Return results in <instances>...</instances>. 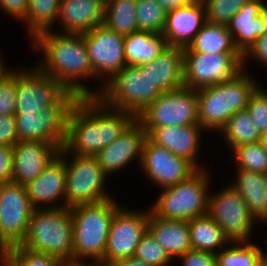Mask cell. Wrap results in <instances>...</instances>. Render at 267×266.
Wrapping results in <instances>:
<instances>
[{
    "label": "cell",
    "instance_id": "cell-1",
    "mask_svg": "<svg viewBox=\"0 0 267 266\" xmlns=\"http://www.w3.org/2000/svg\"><path fill=\"white\" fill-rule=\"evenodd\" d=\"M136 119L124 110L106 106L98 97H79L67 119L63 148L76 156H96Z\"/></svg>",
    "mask_w": 267,
    "mask_h": 266
},
{
    "label": "cell",
    "instance_id": "cell-2",
    "mask_svg": "<svg viewBox=\"0 0 267 266\" xmlns=\"http://www.w3.org/2000/svg\"><path fill=\"white\" fill-rule=\"evenodd\" d=\"M31 42L43 52L37 66L78 97H95V91L79 81L96 78L82 34L42 31ZM42 62V63H41ZM80 79V80H79Z\"/></svg>",
    "mask_w": 267,
    "mask_h": 266
},
{
    "label": "cell",
    "instance_id": "cell-3",
    "mask_svg": "<svg viewBox=\"0 0 267 266\" xmlns=\"http://www.w3.org/2000/svg\"><path fill=\"white\" fill-rule=\"evenodd\" d=\"M247 71L233 79L196 90L199 124L208 131H219L235 113L245 110L259 87Z\"/></svg>",
    "mask_w": 267,
    "mask_h": 266
},
{
    "label": "cell",
    "instance_id": "cell-4",
    "mask_svg": "<svg viewBox=\"0 0 267 266\" xmlns=\"http://www.w3.org/2000/svg\"><path fill=\"white\" fill-rule=\"evenodd\" d=\"M112 198L70 208L74 258L100 263L104 258L107 238L116 210L120 207Z\"/></svg>",
    "mask_w": 267,
    "mask_h": 266
},
{
    "label": "cell",
    "instance_id": "cell-5",
    "mask_svg": "<svg viewBox=\"0 0 267 266\" xmlns=\"http://www.w3.org/2000/svg\"><path fill=\"white\" fill-rule=\"evenodd\" d=\"M20 246L33 252L61 259L74 258L73 223L70 208L34 209L26 238Z\"/></svg>",
    "mask_w": 267,
    "mask_h": 266
},
{
    "label": "cell",
    "instance_id": "cell-6",
    "mask_svg": "<svg viewBox=\"0 0 267 266\" xmlns=\"http://www.w3.org/2000/svg\"><path fill=\"white\" fill-rule=\"evenodd\" d=\"M161 93L146 73L126 65L95 92V97L106 106L127 111L137 118Z\"/></svg>",
    "mask_w": 267,
    "mask_h": 266
},
{
    "label": "cell",
    "instance_id": "cell-7",
    "mask_svg": "<svg viewBox=\"0 0 267 266\" xmlns=\"http://www.w3.org/2000/svg\"><path fill=\"white\" fill-rule=\"evenodd\" d=\"M209 176L207 170L200 169L189 179L162 189L149 210L155 216L173 220L189 221L208 214Z\"/></svg>",
    "mask_w": 267,
    "mask_h": 266
},
{
    "label": "cell",
    "instance_id": "cell-8",
    "mask_svg": "<svg viewBox=\"0 0 267 266\" xmlns=\"http://www.w3.org/2000/svg\"><path fill=\"white\" fill-rule=\"evenodd\" d=\"M59 155L66 162L65 203L67 208L112 198L105 189L108 175L103 171L95 156L73 155L74 157L72 156V159L68 161L69 155L64 148L61 149Z\"/></svg>",
    "mask_w": 267,
    "mask_h": 266
},
{
    "label": "cell",
    "instance_id": "cell-9",
    "mask_svg": "<svg viewBox=\"0 0 267 266\" xmlns=\"http://www.w3.org/2000/svg\"><path fill=\"white\" fill-rule=\"evenodd\" d=\"M70 92L57 106L45 107L35 113H14L18 141H42L63 148L67 135V119L78 100Z\"/></svg>",
    "mask_w": 267,
    "mask_h": 266
},
{
    "label": "cell",
    "instance_id": "cell-10",
    "mask_svg": "<svg viewBox=\"0 0 267 266\" xmlns=\"http://www.w3.org/2000/svg\"><path fill=\"white\" fill-rule=\"evenodd\" d=\"M241 53L207 54L184 47V87L198 90L233 79L243 70Z\"/></svg>",
    "mask_w": 267,
    "mask_h": 266
},
{
    "label": "cell",
    "instance_id": "cell-11",
    "mask_svg": "<svg viewBox=\"0 0 267 266\" xmlns=\"http://www.w3.org/2000/svg\"><path fill=\"white\" fill-rule=\"evenodd\" d=\"M211 194L208 215L215 220L224 236L229 242H249L257 219L250 213L241 194L230 184Z\"/></svg>",
    "mask_w": 267,
    "mask_h": 266
},
{
    "label": "cell",
    "instance_id": "cell-12",
    "mask_svg": "<svg viewBox=\"0 0 267 266\" xmlns=\"http://www.w3.org/2000/svg\"><path fill=\"white\" fill-rule=\"evenodd\" d=\"M137 119L144 128L199 124L197 92L188 87L162 92Z\"/></svg>",
    "mask_w": 267,
    "mask_h": 266
},
{
    "label": "cell",
    "instance_id": "cell-13",
    "mask_svg": "<svg viewBox=\"0 0 267 266\" xmlns=\"http://www.w3.org/2000/svg\"><path fill=\"white\" fill-rule=\"evenodd\" d=\"M33 210L24 185H0V256L25 240Z\"/></svg>",
    "mask_w": 267,
    "mask_h": 266
},
{
    "label": "cell",
    "instance_id": "cell-14",
    "mask_svg": "<svg viewBox=\"0 0 267 266\" xmlns=\"http://www.w3.org/2000/svg\"><path fill=\"white\" fill-rule=\"evenodd\" d=\"M16 70L15 113H35L48 106H57L71 91L37 65Z\"/></svg>",
    "mask_w": 267,
    "mask_h": 266
},
{
    "label": "cell",
    "instance_id": "cell-15",
    "mask_svg": "<svg viewBox=\"0 0 267 266\" xmlns=\"http://www.w3.org/2000/svg\"><path fill=\"white\" fill-rule=\"evenodd\" d=\"M149 211L119 207L111 222L104 258L100 266H110L115 261L134 257L138 243L148 230Z\"/></svg>",
    "mask_w": 267,
    "mask_h": 266
},
{
    "label": "cell",
    "instance_id": "cell-16",
    "mask_svg": "<svg viewBox=\"0 0 267 266\" xmlns=\"http://www.w3.org/2000/svg\"><path fill=\"white\" fill-rule=\"evenodd\" d=\"M82 35L96 77H104L106 83L126 66L124 35L108 29L104 24Z\"/></svg>",
    "mask_w": 267,
    "mask_h": 266
},
{
    "label": "cell",
    "instance_id": "cell-17",
    "mask_svg": "<svg viewBox=\"0 0 267 266\" xmlns=\"http://www.w3.org/2000/svg\"><path fill=\"white\" fill-rule=\"evenodd\" d=\"M140 164L146 177L161 189L183 182L198 171L190 161L154 144L148 137L143 145Z\"/></svg>",
    "mask_w": 267,
    "mask_h": 266
},
{
    "label": "cell",
    "instance_id": "cell-18",
    "mask_svg": "<svg viewBox=\"0 0 267 266\" xmlns=\"http://www.w3.org/2000/svg\"><path fill=\"white\" fill-rule=\"evenodd\" d=\"M146 138L147 132L136 118L112 144L103 148L95 157L107 175L116 173L135 158H138L140 164Z\"/></svg>",
    "mask_w": 267,
    "mask_h": 266
},
{
    "label": "cell",
    "instance_id": "cell-19",
    "mask_svg": "<svg viewBox=\"0 0 267 266\" xmlns=\"http://www.w3.org/2000/svg\"><path fill=\"white\" fill-rule=\"evenodd\" d=\"M61 149L42 141H18L14 145L13 182L20 185L35 180L59 155Z\"/></svg>",
    "mask_w": 267,
    "mask_h": 266
},
{
    "label": "cell",
    "instance_id": "cell-20",
    "mask_svg": "<svg viewBox=\"0 0 267 266\" xmlns=\"http://www.w3.org/2000/svg\"><path fill=\"white\" fill-rule=\"evenodd\" d=\"M147 137L156 145L164 147L172 154L190 161L198 170L203 169L197 164L200 152V134L204 128L200 124L186 126H163L144 128Z\"/></svg>",
    "mask_w": 267,
    "mask_h": 266
},
{
    "label": "cell",
    "instance_id": "cell-21",
    "mask_svg": "<svg viewBox=\"0 0 267 266\" xmlns=\"http://www.w3.org/2000/svg\"><path fill=\"white\" fill-rule=\"evenodd\" d=\"M206 9L202 0L170 10L166 14L162 35L168 46L187 47L206 23Z\"/></svg>",
    "mask_w": 267,
    "mask_h": 266
},
{
    "label": "cell",
    "instance_id": "cell-22",
    "mask_svg": "<svg viewBox=\"0 0 267 266\" xmlns=\"http://www.w3.org/2000/svg\"><path fill=\"white\" fill-rule=\"evenodd\" d=\"M237 50L244 55L267 32V4L248 0L227 24Z\"/></svg>",
    "mask_w": 267,
    "mask_h": 266
},
{
    "label": "cell",
    "instance_id": "cell-23",
    "mask_svg": "<svg viewBox=\"0 0 267 266\" xmlns=\"http://www.w3.org/2000/svg\"><path fill=\"white\" fill-rule=\"evenodd\" d=\"M29 201L34 209L66 207V162L58 155L42 174L25 185ZM64 198V199H63ZM63 199V205H53ZM42 204V205H41ZM48 204H52L48 206ZM39 205V206H38ZM45 206L46 207H40Z\"/></svg>",
    "mask_w": 267,
    "mask_h": 266
},
{
    "label": "cell",
    "instance_id": "cell-24",
    "mask_svg": "<svg viewBox=\"0 0 267 266\" xmlns=\"http://www.w3.org/2000/svg\"><path fill=\"white\" fill-rule=\"evenodd\" d=\"M138 68L161 92L184 87V48L167 46L152 62Z\"/></svg>",
    "mask_w": 267,
    "mask_h": 266
},
{
    "label": "cell",
    "instance_id": "cell-25",
    "mask_svg": "<svg viewBox=\"0 0 267 266\" xmlns=\"http://www.w3.org/2000/svg\"><path fill=\"white\" fill-rule=\"evenodd\" d=\"M101 0H60L58 21L61 33L83 34L104 22Z\"/></svg>",
    "mask_w": 267,
    "mask_h": 266
},
{
    "label": "cell",
    "instance_id": "cell-26",
    "mask_svg": "<svg viewBox=\"0 0 267 266\" xmlns=\"http://www.w3.org/2000/svg\"><path fill=\"white\" fill-rule=\"evenodd\" d=\"M148 231L172 260L192 250L188 220L165 219L149 210Z\"/></svg>",
    "mask_w": 267,
    "mask_h": 266
},
{
    "label": "cell",
    "instance_id": "cell-27",
    "mask_svg": "<svg viewBox=\"0 0 267 266\" xmlns=\"http://www.w3.org/2000/svg\"><path fill=\"white\" fill-rule=\"evenodd\" d=\"M237 180L230 183L244 199L257 221H267V174L236 170Z\"/></svg>",
    "mask_w": 267,
    "mask_h": 266
},
{
    "label": "cell",
    "instance_id": "cell-28",
    "mask_svg": "<svg viewBox=\"0 0 267 266\" xmlns=\"http://www.w3.org/2000/svg\"><path fill=\"white\" fill-rule=\"evenodd\" d=\"M162 33L136 31L124 37V55L126 65L140 66L152 62L166 48Z\"/></svg>",
    "mask_w": 267,
    "mask_h": 266
},
{
    "label": "cell",
    "instance_id": "cell-29",
    "mask_svg": "<svg viewBox=\"0 0 267 266\" xmlns=\"http://www.w3.org/2000/svg\"><path fill=\"white\" fill-rule=\"evenodd\" d=\"M190 243L193 250L217 254L229 242L221 228L208 214L188 221ZM226 243V244H225ZM218 249V250H217Z\"/></svg>",
    "mask_w": 267,
    "mask_h": 266
},
{
    "label": "cell",
    "instance_id": "cell-30",
    "mask_svg": "<svg viewBox=\"0 0 267 266\" xmlns=\"http://www.w3.org/2000/svg\"><path fill=\"white\" fill-rule=\"evenodd\" d=\"M194 52L207 54L240 53L233 41L227 25L206 22L188 45Z\"/></svg>",
    "mask_w": 267,
    "mask_h": 266
},
{
    "label": "cell",
    "instance_id": "cell-31",
    "mask_svg": "<svg viewBox=\"0 0 267 266\" xmlns=\"http://www.w3.org/2000/svg\"><path fill=\"white\" fill-rule=\"evenodd\" d=\"M103 24L124 36L138 31L136 0H109L105 3Z\"/></svg>",
    "mask_w": 267,
    "mask_h": 266
},
{
    "label": "cell",
    "instance_id": "cell-32",
    "mask_svg": "<svg viewBox=\"0 0 267 266\" xmlns=\"http://www.w3.org/2000/svg\"><path fill=\"white\" fill-rule=\"evenodd\" d=\"M60 0H28V11L22 22L33 40L42 31L51 30L59 16Z\"/></svg>",
    "mask_w": 267,
    "mask_h": 266
},
{
    "label": "cell",
    "instance_id": "cell-33",
    "mask_svg": "<svg viewBox=\"0 0 267 266\" xmlns=\"http://www.w3.org/2000/svg\"><path fill=\"white\" fill-rule=\"evenodd\" d=\"M220 132L225 136L224 140L231 150L238 145L256 143L261 139L247 109L230 117Z\"/></svg>",
    "mask_w": 267,
    "mask_h": 266
},
{
    "label": "cell",
    "instance_id": "cell-34",
    "mask_svg": "<svg viewBox=\"0 0 267 266\" xmlns=\"http://www.w3.org/2000/svg\"><path fill=\"white\" fill-rule=\"evenodd\" d=\"M230 243V247L217 252L216 266H256L267 254L266 251L252 242Z\"/></svg>",
    "mask_w": 267,
    "mask_h": 266
},
{
    "label": "cell",
    "instance_id": "cell-35",
    "mask_svg": "<svg viewBox=\"0 0 267 266\" xmlns=\"http://www.w3.org/2000/svg\"><path fill=\"white\" fill-rule=\"evenodd\" d=\"M238 169L267 174V151L261 142L238 145L231 151Z\"/></svg>",
    "mask_w": 267,
    "mask_h": 266
},
{
    "label": "cell",
    "instance_id": "cell-36",
    "mask_svg": "<svg viewBox=\"0 0 267 266\" xmlns=\"http://www.w3.org/2000/svg\"><path fill=\"white\" fill-rule=\"evenodd\" d=\"M1 266H60L61 258L33 252L20 245L6 250L1 256Z\"/></svg>",
    "mask_w": 267,
    "mask_h": 266
},
{
    "label": "cell",
    "instance_id": "cell-37",
    "mask_svg": "<svg viewBox=\"0 0 267 266\" xmlns=\"http://www.w3.org/2000/svg\"><path fill=\"white\" fill-rule=\"evenodd\" d=\"M138 31L162 33L167 12L155 0H136Z\"/></svg>",
    "mask_w": 267,
    "mask_h": 266
},
{
    "label": "cell",
    "instance_id": "cell-38",
    "mask_svg": "<svg viewBox=\"0 0 267 266\" xmlns=\"http://www.w3.org/2000/svg\"><path fill=\"white\" fill-rule=\"evenodd\" d=\"M134 257L153 266H170L174 262L148 230L138 243Z\"/></svg>",
    "mask_w": 267,
    "mask_h": 266
},
{
    "label": "cell",
    "instance_id": "cell-39",
    "mask_svg": "<svg viewBox=\"0 0 267 266\" xmlns=\"http://www.w3.org/2000/svg\"><path fill=\"white\" fill-rule=\"evenodd\" d=\"M206 9V21L227 25L248 0H202Z\"/></svg>",
    "mask_w": 267,
    "mask_h": 266
},
{
    "label": "cell",
    "instance_id": "cell-40",
    "mask_svg": "<svg viewBox=\"0 0 267 266\" xmlns=\"http://www.w3.org/2000/svg\"><path fill=\"white\" fill-rule=\"evenodd\" d=\"M246 109L258 132H267V91L259 86L251 95Z\"/></svg>",
    "mask_w": 267,
    "mask_h": 266
},
{
    "label": "cell",
    "instance_id": "cell-41",
    "mask_svg": "<svg viewBox=\"0 0 267 266\" xmlns=\"http://www.w3.org/2000/svg\"><path fill=\"white\" fill-rule=\"evenodd\" d=\"M16 70H9L0 78V114L14 115L16 107Z\"/></svg>",
    "mask_w": 267,
    "mask_h": 266
},
{
    "label": "cell",
    "instance_id": "cell-42",
    "mask_svg": "<svg viewBox=\"0 0 267 266\" xmlns=\"http://www.w3.org/2000/svg\"><path fill=\"white\" fill-rule=\"evenodd\" d=\"M14 146L0 145V185L13 182Z\"/></svg>",
    "mask_w": 267,
    "mask_h": 266
},
{
    "label": "cell",
    "instance_id": "cell-43",
    "mask_svg": "<svg viewBox=\"0 0 267 266\" xmlns=\"http://www.w3.org/2000/svg\"><path fill=\"white\" fill-rule=\"evenodd\" d=\"M18 142L14 115L0 114V145L14 146Z\"/></svg>",
    "mask_w": 267,
    "mask_h": 266
},
{
    "label": "cell",
    "instance_id": "cell-44",
    "mask_svg": "<svg viewBox=\"0 0 267 266\" xmlns=\"http://www.w3.org/2000/svg\"><path fill=\"white\" fill-rule=\"evenodd\" d=\"M179 260L182 266H216V255L206 251L189 250Z\"/></svg>",
    "mask_w": 267,
    "mask_h": 266
},
{
    "label": "cell",
    "instance_id": "cell-45",
    "mask_svg": "<svg viewBox=\"0 0 267 266\" xmlns=\"http://www.w3.org/2000/svg\"><path fill=\"white\" fill-rule=\"evenodd\" d=\"M253 57L257 59L261 64H265L267 66V32L257 38L255 43L251 46V48L243 55L242 66L243 70L246 71V63L248 58ZM245 65V66H244Z\"/></svg>",
    "mask_w": 267,
    "mask_h": 266
},
{
    "label": "cell",
    "instance_id": "cell-46",
    "mask_svg": "<svg viewBox=\"0 0 267 266\" xmlns=\"http://www.w3.org/2000/svg\"><path fill=\"white\" fill-rule=\"evenodd\" d=\"M0 7L8 15L22 21L28 11V0H0Z\"/></svg>",
    "mask_w": 267,
    "mask_h": 266
},
{
    "label": "cell",
    "instance_id": "cell-47",
    "mask_svg": "<svg viewBox=\"0 0 267 266\" xmlns=\"http://www.w3.org/2000/svg\"><path fill=\"white\" fill-rule=\"evenodd\" d=\"M166 12L189 5L194 0H155Z\"/></svg>",
    "mask_w": 267,
    "mask_h": 266
},
{
    "label": "cell",
    "instance_id": "cell-48",
    "mask_svg": "<svg viewBox=\"0 0 267 266\" xmlns=\"http://www.w3.org/2000/svg\"><path fill=\"white\" fill-rule=\"evenodd\" d=\"M110 266H153V265L146 264L145 262L135 257H130V258L117 260Z\"/></svg>",
    "mask_w": 267,
    "mask_h": 266
},
{
    "label": "cell",
    "instance_id": "cell-49",
    "mask_svg": "<svg viewBox=\"0 0 267 266\" xmlns=\"http://www.w3.org/2000/svg\"><path fill=\"white\" fill-rule=\"evenodd\" d=\"M91 262L92 261L86 262L85 260L75 258L62 259L60 262V266H100L98 263Z\"/></svg>",
    "mask_w": 267,
    "mask_h": 266
},
{
    "label": "cell",
    "instance_id": "cell-50",
    "mask_svg": "<svg viewBox=\"0 0 267 266\" xmlns=\"http://www.w3.org/2000/svg\"><path fill=\"white\" fill-rule=\"evenodd\" d=\"M1 56V55H0ZM6 64H4V61L0 57V78L4 76V74L9 70L7 66L5 67Z\"/></svg>",
    "mask_w": 267,
    "mask_h": 266
},
{
    "label": "cell",
    "instance_id": "cell-51",
    "mask_svg": "<svg viewBox=\"0 0 267 266\" xmlns=\"http://www.w3.org/2000/svg\"><path fill=\"white\" fill-rule=\"evenodd\" d=\"M260 142L263 148L267 151V132L261 134Z\"/></svg>",
    "mask_w": 267,
    "mask_h": 266
},
{
    "label": "cell",
    "instance_id": "cell-52",
    "mask_svg": "<svg viewBox=\"0 0 267 266\" xmlns=\"http://www.w3.org/2000/svg\"><path fill=\"white\" fill-rule=\"evenodd\" d=\"M256 266H267V254L261 259Z\"/></svg>",
    "mask_w": 267,
    "mask_h": 266
},
{
    "label": "cell",
    "instance_id": "cell-53",
    "mask_svg": "<svg viewBox=\"0 0 267 266\" xmlns=\"http://www.w3.org/2000/svg\"><path fill=\"white\" fill-rule=\"evenodd\" d=\"M103 3H107L109 0H101Z\"/></svg>",
    "mask_w": 267,
    "mask_h": 266
}]
</instances>
